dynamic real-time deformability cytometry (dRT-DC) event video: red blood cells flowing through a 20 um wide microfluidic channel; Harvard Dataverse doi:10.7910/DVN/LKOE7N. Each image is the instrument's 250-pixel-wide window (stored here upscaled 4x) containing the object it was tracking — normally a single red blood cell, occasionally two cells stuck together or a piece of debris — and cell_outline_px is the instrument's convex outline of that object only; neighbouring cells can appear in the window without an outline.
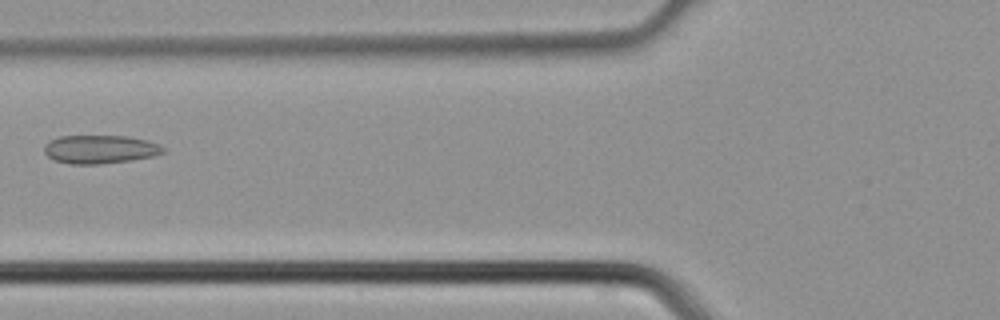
{"species": "common noctule bat (a hibernating species)", "species_latin": "Nyctalus noctula", "temperature_condition": "cold", "stored_images_in_passage": 4, "camera_frame_rate_fps": 3000, "um_per_image_px": 0.085, "animal": {"sex": "male", "body_mass_g": 21.5, "forearm_length_mm": 52.0}, "frame": {"image": 1, "passage_image": 4, "time_ms": 1.0, "image_size_px": [1000, 320], "cell_outline_px": [[168, 148], [164, 152], [156, 156], [132, 160], [100, 164], [68, 164], [52, 160], [44, 152], [44, 144], [48, 140], [60, 136], [128, 136], [148, 140], [160, 144]], "centroid_in_image_um": [8.53, 12.69], "position_along_channel_um": 117.3, "area_um2": 20.17}}